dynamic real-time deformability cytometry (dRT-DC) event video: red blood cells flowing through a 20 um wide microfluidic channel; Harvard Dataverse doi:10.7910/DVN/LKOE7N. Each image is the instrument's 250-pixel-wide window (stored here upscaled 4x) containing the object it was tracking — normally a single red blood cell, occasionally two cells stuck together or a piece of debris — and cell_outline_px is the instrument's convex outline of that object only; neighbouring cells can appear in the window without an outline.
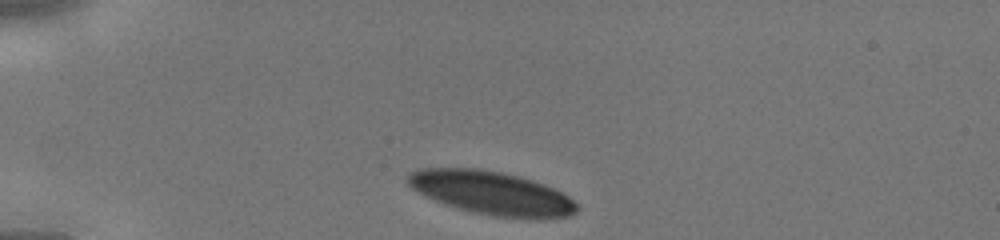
{"species": "human", "species_latin": "Homo sapiens", "temperature_condition": "cold", "stored_images_in_passage": 28, "camera_frame_rate_fps": 3000, "um_per_image_px": 0.085, "donor": {"sex": "male"}, "frame": {"image": 1, "passage_image": 1, "time_ms": 0.0, "image_size_px": [1000, 240], "cell_outline_px": [[580, 208], [576, 212], [568, 216], [536, 220], [496, 216], [472, 212], [436, 200], [412, 188], [404, 180], [412, 172], [420, 168], [476, 168], [500, 172], [532, 180], [544, 184], [568, 196]], "centroid_in_image_um": [41.82, 16.41], "position_along_channel_um": 43.2, "area_um2": 42.43}}
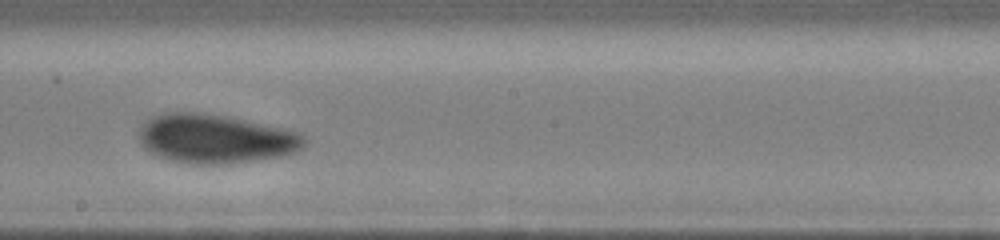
{"frame": {"image": 2, "passage_image": 16, "time_ms": 5.0, "image_size_px": [1000, 240], "cell_outline_px": [[308, 144], [296, 152], [280, 156], [260, 160], [232, 164], [192, 164], [168, 160], [156, 156], [144, 148], [140, 144], [140, 128], [152, 116], [168, 112], [196, 112], [228, 116], [300, 132], [304, 136]], "centroid_in_image_um": [18.34, 11.81], "position_along_channel_um": 229.9, "area_um2": 47.63}}
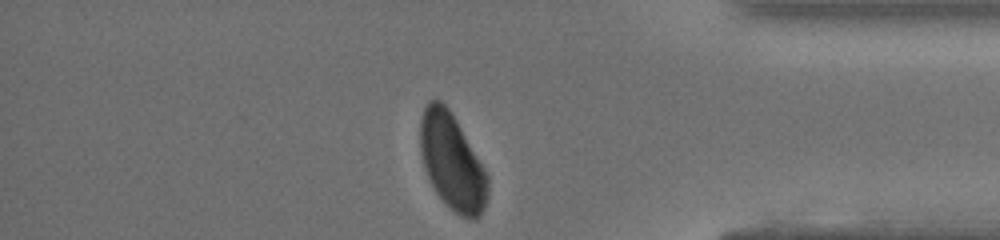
{"frame": {"image": 3, "passage_image": 28, "time_ms": 9.0, "image_size_px": [1000, 240], "cell_outline_px": [[488, 196], [484, 208], [480, 216], [476, 220], [460, 216], [448, 208], [436, 192], [424, 168], [420, 152], [420, 120], [424, 108], [428, 100], [440, 100], [448, 108], [484, 168], [488, 176]], "centroid_in_image_um": [38.42, 13.8], "position_along_channel_um": 396.8, "area_um2": 37.57}}